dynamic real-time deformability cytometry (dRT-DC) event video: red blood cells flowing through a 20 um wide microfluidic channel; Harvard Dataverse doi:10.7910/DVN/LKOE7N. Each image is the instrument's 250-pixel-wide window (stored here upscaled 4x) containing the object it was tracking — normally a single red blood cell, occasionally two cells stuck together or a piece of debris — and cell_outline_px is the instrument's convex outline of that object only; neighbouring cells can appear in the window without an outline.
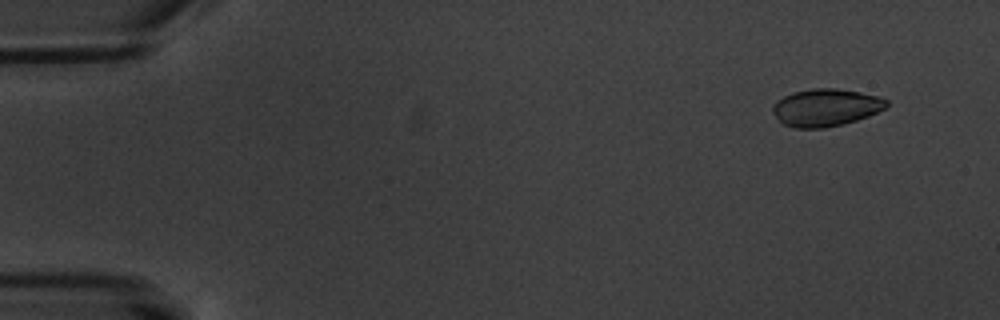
{"species": "common noctule bat (a hibernating species)", "species_latin": "Nyctalus noctula", "temperature_condition": "warm", "stored_images_in_passage": 6, "camera_frame_rate_fps": 3000, "um_per_image_px": 0.085, "animal": {"sex": "male", "body_mass_g": 20.1, "forearm_length_mm": 53.5}, "frame": {"image": 1, "passage_image": 2, "time_ms": 1.0, "image_size_px": [1000, 320], "cell_outline_px": [[888, 104], [884, 108], [868, 116], [844, 124], [824, 128], [792, 128], [780, 124], [776, 120], [772, 112], [772, 104], [776, 100], [792, 92], [812, 88], [836, 88], [880, 96], [888, 100]], "centroid_in_image_um": [70.12, 9.15], "position_along_channel_um": 14.9, "area_um2": 25.2}}
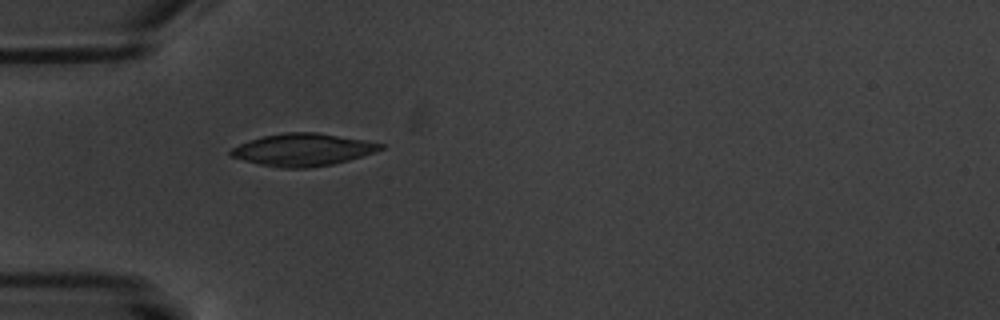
{"frame": {"image": 2, "passage_image": 6, "time_ms": 5.667, "image_size_px": [1000, 320], "cell_outline_px": [[384, 148], [348, 160], [332, 164], [308, 168], [280, 168], [260, 164], [244, 160], [232, 156], [228, 152], [232, 148], [240, 144], [264, 136], [284, 132], [316, 132], [364, 140], [384, 144]], "centroid_in_image_um": [25.73, 12.73], "position_along_channel_um": 59.3, "area_um2": 27.8}}